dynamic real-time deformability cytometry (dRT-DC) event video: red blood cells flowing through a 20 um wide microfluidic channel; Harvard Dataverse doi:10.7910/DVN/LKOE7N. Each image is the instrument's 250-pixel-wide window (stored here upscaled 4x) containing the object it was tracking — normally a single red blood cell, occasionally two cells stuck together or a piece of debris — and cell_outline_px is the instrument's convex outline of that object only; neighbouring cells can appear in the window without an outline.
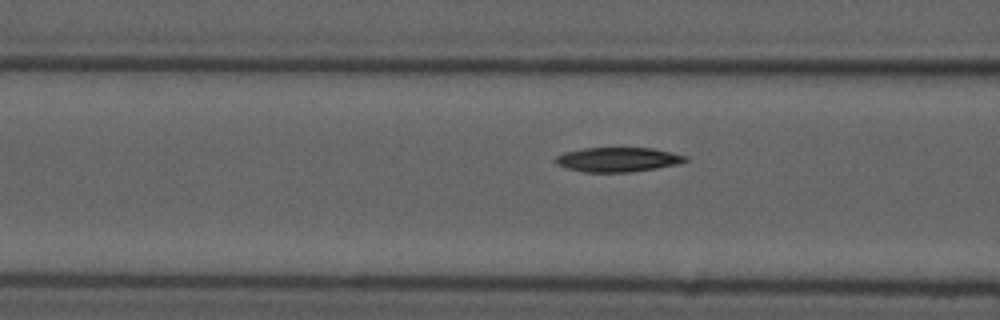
{"species": "common noctule bat (a hibernating species)", "species_latin": "Nyctalus noctula", "temperature_condition": "cold", "stored_images_in_passage": 5, "camera_frame_rate_fps": 3000, "um_per_image_px": 0.085, "animal": {"sex": "male", "forearm_length_mm": 52.5}, "frame": {"image": 1, "passage_image": 4, "time_ms": 4.333, "image_size_px": [1000, 320], "cell_outline_px": [[688, 160], [676, 164], [656, 168], [632, 172], [584, 172], [568, 168], [556, 164], [556, 156], [564, 152], [584, 148], [652, 148], [672, 152], [688, 156]], "centroid_in_image_um": [52.53, 13.56], "position_along_channel_um": 114.1, "area_um2": 18.44}}